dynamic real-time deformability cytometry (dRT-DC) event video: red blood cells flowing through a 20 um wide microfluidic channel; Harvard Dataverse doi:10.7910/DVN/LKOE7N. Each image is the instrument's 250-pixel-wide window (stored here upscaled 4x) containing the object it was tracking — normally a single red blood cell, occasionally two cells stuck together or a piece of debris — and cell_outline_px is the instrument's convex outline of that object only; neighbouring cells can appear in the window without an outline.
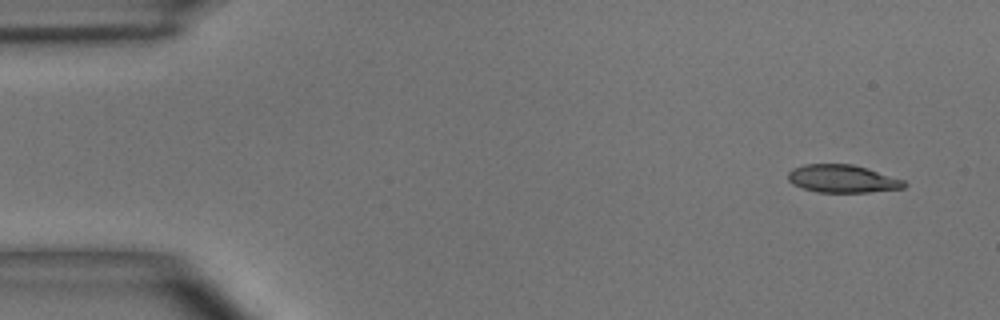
{"species": "common noctule bat (a hibernating species)", "species_latin": "Nyctalus noctula", "temperature_condition": "room temperature", "stored_images_in_passage": 5, "camera_frame_rate_fps": 3000, "um_per_image_px": 0.085, "animal": {"sex": "male", "body_mass_g": 15.6}, "frame": {"image": 1, "passage_image": 5, "time_ms": 5.667, "image_size_px": [1000, 320], "cell_outline_px": [[908, 184], [904, 188], [868, 192], [816, 192], [792, 184], [788, 180], [788, 172], [792, 168], [804, 164], [852, 164], [904, 180]], "centroid_in_image_um": [71.58, 15.19], "position_along_channel_um": 13.4, "area_um2": 18.73}}